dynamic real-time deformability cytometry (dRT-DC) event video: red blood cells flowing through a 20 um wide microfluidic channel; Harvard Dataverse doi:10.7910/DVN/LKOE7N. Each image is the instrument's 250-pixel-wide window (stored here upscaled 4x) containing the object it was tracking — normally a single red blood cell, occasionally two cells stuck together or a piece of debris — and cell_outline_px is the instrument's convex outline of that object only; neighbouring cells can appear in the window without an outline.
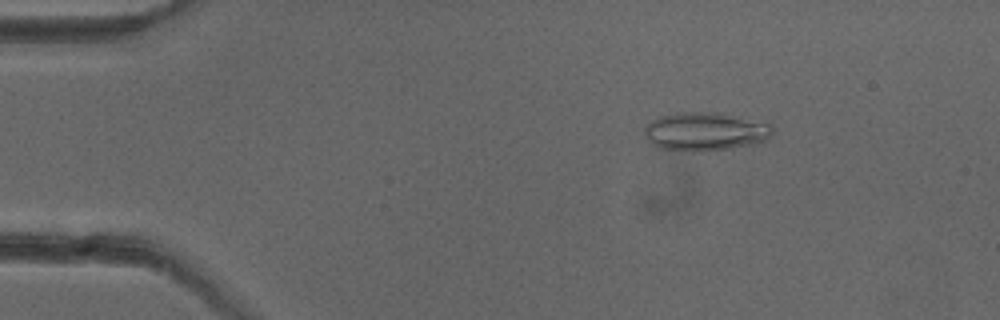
{"species": "common noctule bat (a hibernating species)", "species_latin": "Nyctalus noctula", "temperature_condition": "cold", "stored_images_in_passage": 51, "camera_frame_rate_fps": 3000, "um_per_image_px": 0.085, "animal": {"sex": "female"}, "frame": {"image": 1, "passage_image": 8, "time_ms": 2.333, "image_size_px": [1000, 320], "cell_outline_px": [[776, 128], [772, 136], [760, 144], [732, 148], [700, 152], [692, 152], [660, 148], [652, 144], [648, 140], [644, 132], [644, 128], [652, 120], [660, 116], [680, 112], [720, 112], [768, 120]], "centroid_in_image_um": [60.1, 11.17], "position_along_channel_um": 24.9, "area_um2": 29.88}}
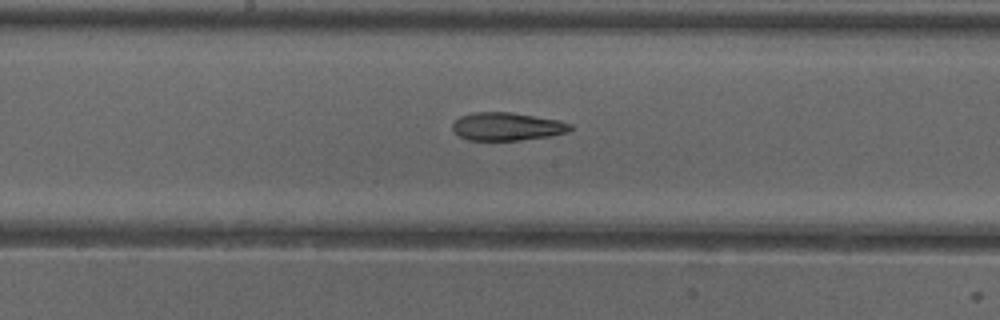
{"frame": {"image": 2, "passage_image": 27, "time_ms": 8.667, "image_size_px": [1000, 320], "cell_outline_px": [[572, 128], [568, 132], [548, 136], [520, 140], [468, 140], [460, 136], [452, 128], [452, 124], [460, 116], [472, 112], [512, 112], [560, 120], [572, 124]], "centroid_in_image_um": [43.11, 10.74], "position_along_channel_um": 205.1, "area_um2": 19.25}}
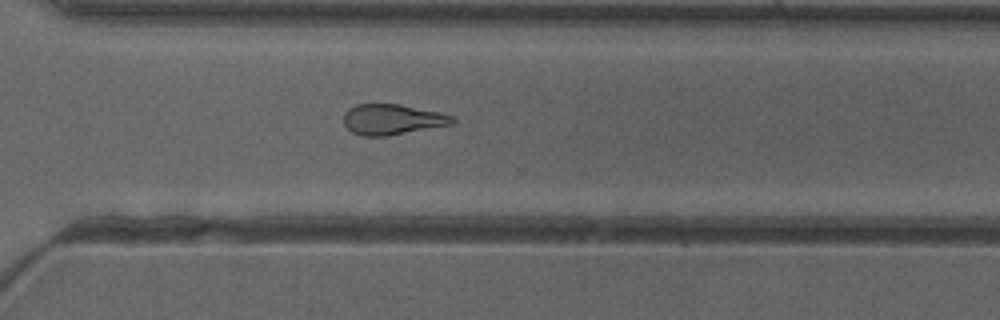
{"frame": {"image": 3, "passage_image": 37, "time_ms": 12.0, "image_size_px": [1000, 320], "cell_outline_px": [[456, 120], [452, 124], [388, 136], [364, 136], [352, 132], [344, 124], [344, 112], [348, 108], [356, 104], [400, 104], [440, 112], [456, 116]], "centroid_in_image_um": [33.36, 10.14], "position_along_channel_um": 337.2, "area_um2": 19.48}, "authors_computed_cell_mechanics": {"area_um2": 20.5768, "velocity_mm_per_s": 3.982, "shape_relaxation_time_tau1_ms": null, "shape_relaxation_time_tau2_ms": 4.2122, "deformation_change_tau1": null, "deformation_change_tau2": 0.1496}}